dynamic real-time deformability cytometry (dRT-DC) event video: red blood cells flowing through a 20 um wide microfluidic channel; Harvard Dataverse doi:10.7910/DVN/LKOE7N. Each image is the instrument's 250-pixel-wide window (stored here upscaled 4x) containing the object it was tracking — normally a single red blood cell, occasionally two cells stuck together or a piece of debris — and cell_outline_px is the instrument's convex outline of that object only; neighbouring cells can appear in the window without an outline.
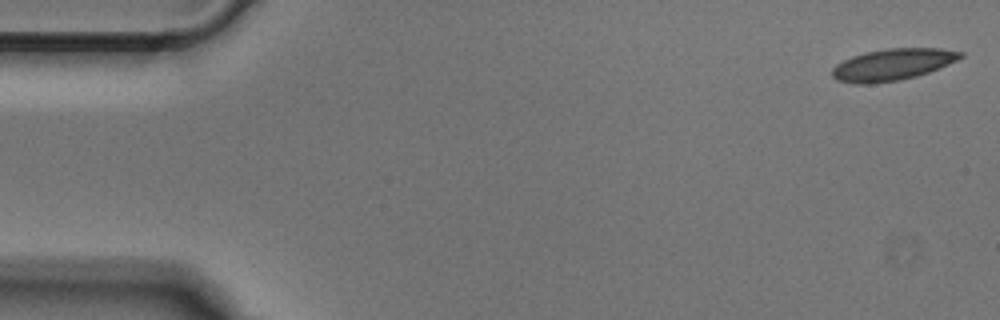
{"species": "Egyptian fruit bat (a non-hibernating species)", "species_latin": "Rousettus aegyptiacus", "temperature_condition": "cold", "stored_images_in_passage": 9, "camera_frame_rate_fps": 3000, "um_per_image_px": 0.085, "animal": {"sex": "male"}, "frame": {"image": 1, "passage_image": 1, "time_ms": 0.0, "image_size_px": [1000, 320], "cell_outline_px": [[964, 56], [948, 64], [928, 72], [916, 76], [900, 80], [872, 84], [852, 84], [836, 80], [832, 76], [832, 68], [836, 64], [852, 56], [868, 52], [888, 48], [940, 48], [964, 52]], "centroid_in_image_um": [75.84, 5.5], "position_along_channel_um": 9.2, "area_um2": 23.64}}